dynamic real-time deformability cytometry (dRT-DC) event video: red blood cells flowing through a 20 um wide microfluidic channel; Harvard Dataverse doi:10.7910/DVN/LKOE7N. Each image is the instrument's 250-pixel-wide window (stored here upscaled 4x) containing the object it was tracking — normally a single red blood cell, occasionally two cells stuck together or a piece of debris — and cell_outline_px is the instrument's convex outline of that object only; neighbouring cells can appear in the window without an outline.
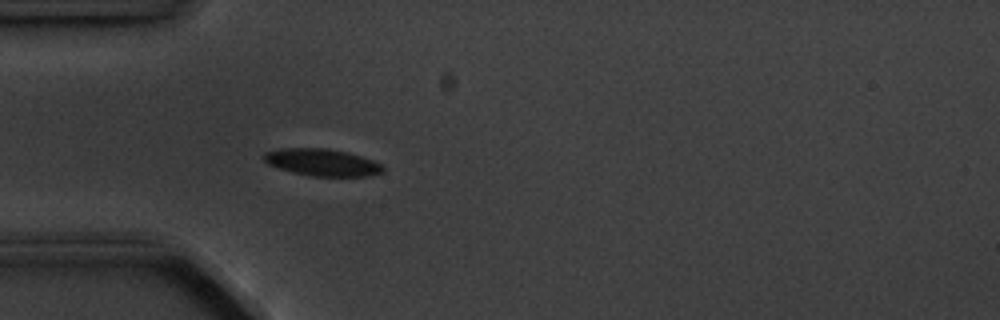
{"species": "common noctule bat (a hibernating species)", "species_latin": "Nyctalus noctula", "temperature_condition": "cold", "stored_images_in_passage": 4, "camera_frame_rate_fps": 3000, "um_per_image_px": 0.085, "animal": {"sex": "male", "body_mass_g": 20.1, "forearm_length_mm": 53.5}, "frame": {"image": 1, "passage_image": 4, "time_ms": 4.333, "image_size_px": [1000, 320], "cell_outline_px": [[384, 172], [368, 176], [308, 176], [292, 172], [268, 164], [260, 156], [264, 152], [280, 148], [324, 148], [348, 152], [372, 160], [380, 164], [384, 168]], "centroid_in_image_um": [27.34, 13.8], "position_along_channel_um": 57.7, "area_um2": 18.84}}